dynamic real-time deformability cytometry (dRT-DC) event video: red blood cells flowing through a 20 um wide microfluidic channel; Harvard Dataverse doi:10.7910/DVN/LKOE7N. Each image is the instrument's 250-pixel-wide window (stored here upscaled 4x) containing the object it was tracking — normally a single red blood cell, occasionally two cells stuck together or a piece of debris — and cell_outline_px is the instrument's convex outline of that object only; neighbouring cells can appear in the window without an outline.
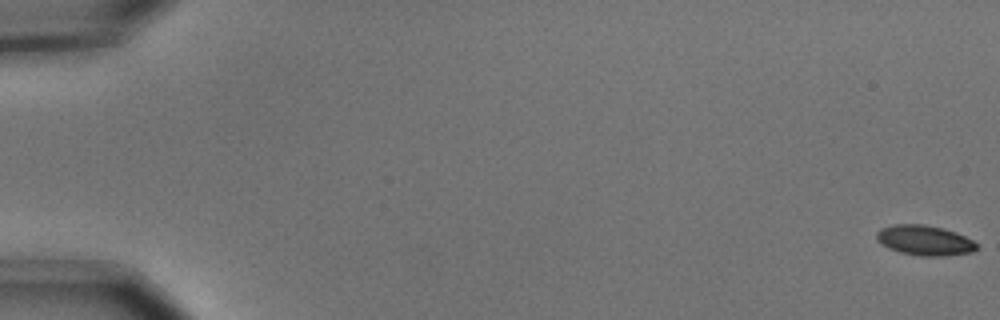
{"species": "common noctule bat (a hibernating species)", "species_latin": "Nyctalus noctula", "temperature_condition": "cold", "stored_images_in_passage": 9, "camera_frame_rate_fps": 3000, "um_per_image_px": 0.085, "animal": {"sex": "male", "body_mass_g": 15.6}, "frame": {"image": 1, "passage_image": 1, "time_ms": 0.0, "image_size_px": [1000, 320], "cell_outline_px": [[976, 248], [972, 252], [944, 256], [920, 256], [900, 252], [888, 248], [880, 244], [876, 240], [876, 232], [880, 228], [896, 224], [924, 224], [944, 228], [956, 232], [972, 240], [976, 244]], "centroid_in_image_um": [78.55, 20.42], "position_along_channel_um": 6.5, "area_um2": 17.63}}
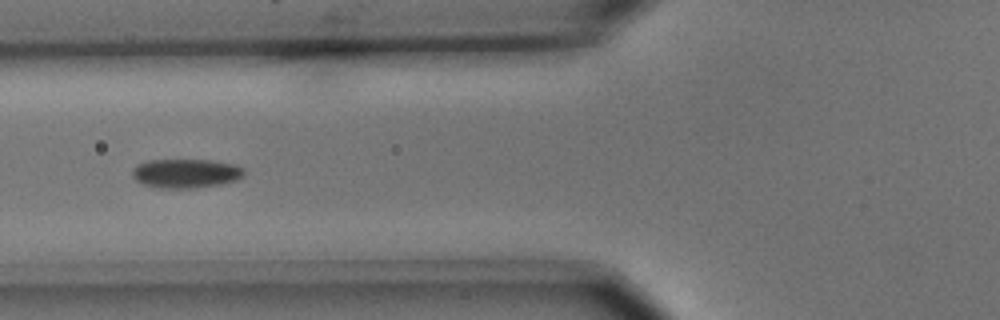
{"frame": {"image": 2, "passage_image": 7, "time_ms": 2.0, "image_size_px": [1000, 320], "cell_outline_px": [[244, 176], [236, 180], [220, 184], [196, 188], [160, 188], [144, 184], [136, 180], [132, 176], [132, 168], [136, 164], [148, 160], [212, 160], [236, 164], [244, 168]], "centroid_in_image_um": [15.8, 14.73], "position_along_channel_um": 110.0, "area_um2": 19.13}}
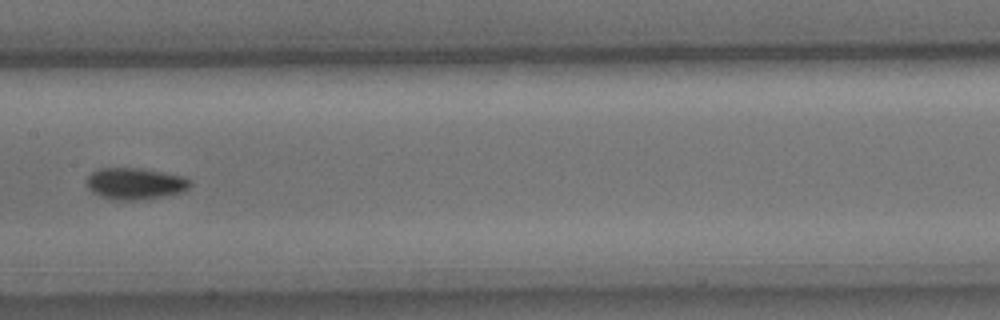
{"frame": {"image": 3, "passage_image": 9, "time_ms": 2.667, "image_size_px": [1000, 320], "cell_outline_px": [[192, 184], [184, 192], [164, 196], [136, 200], [116, 200], [100, 196], [88, 188], [88, 176], [92, 172], [100, 168], [144, 168], [184, 176], [192, 180]], "centroid_in_image_um": [11.55, 15.6], "position_along_channel_um": 195.8, "area_um2": 19.13}}